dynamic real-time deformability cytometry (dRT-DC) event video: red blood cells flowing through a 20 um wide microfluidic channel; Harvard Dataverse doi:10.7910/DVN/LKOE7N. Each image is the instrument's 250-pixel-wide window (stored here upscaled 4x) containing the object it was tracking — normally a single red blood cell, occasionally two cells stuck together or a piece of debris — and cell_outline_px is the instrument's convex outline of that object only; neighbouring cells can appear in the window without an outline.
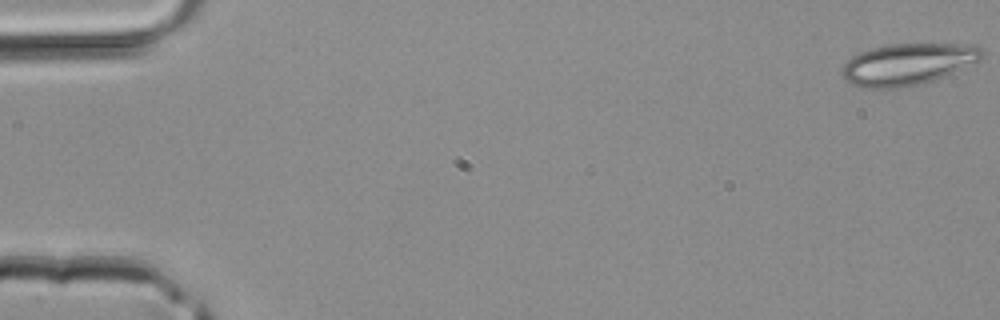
{"species": "common noctule bat (a hibernating species)", "species_latin": "Nyctalus noctula", "temperature_condition": "room temperature", "stored_images_in_passage": 43, "camera_frame_rate_fps": 3000, "um_per_image_px": 0.085, "animal": {"sex": "male", "body_mass_g": 20.4}, "frame": {"image": 1, "passage_image": 1, "time_ms": 0.0, "image_size_px": [1000, 320], "cell_outline_px": [[984, 56], [980, 60], [944, 76], [920, 84], [900, 88], [860, 88], [852, 84], [840, 72], [840, 68], [852, 56], [860, 52], [872, 48], [888, 44], [976, 44], [984, 52]], "centroid_in_image_um": [77.15, 5.45], "position_along_channel_um": 7.8, "area_um2": 33.93}}
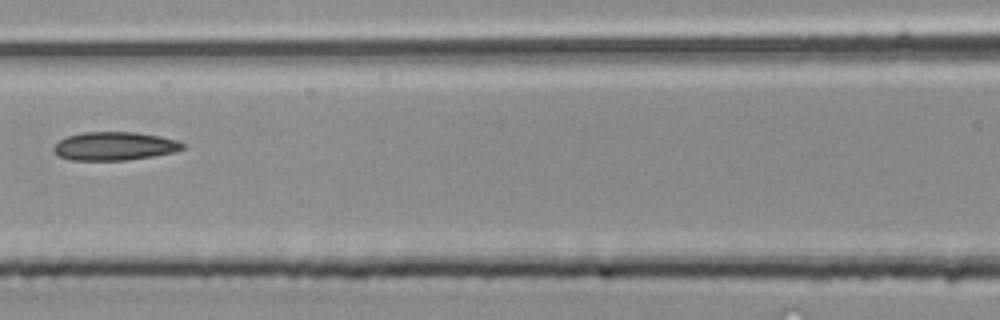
{"frame": {"image": 2, "passage_image": 20, "time_ms": 6.333, "image_size_px": [1000, 320], "cell_outline_px": [[184, 148], [172, 152], [152, 156], [128, 160], [72, 160], [60, 156], [52, 148], [60, 140], [68, 136], [84, 132], [136, 132], [160, 136], [176, 140], [184, 144]], "centroid_in_image_um": [9.74, 12.41], "position_along_channel_um": 156.9, "area_um2": 21.1}}
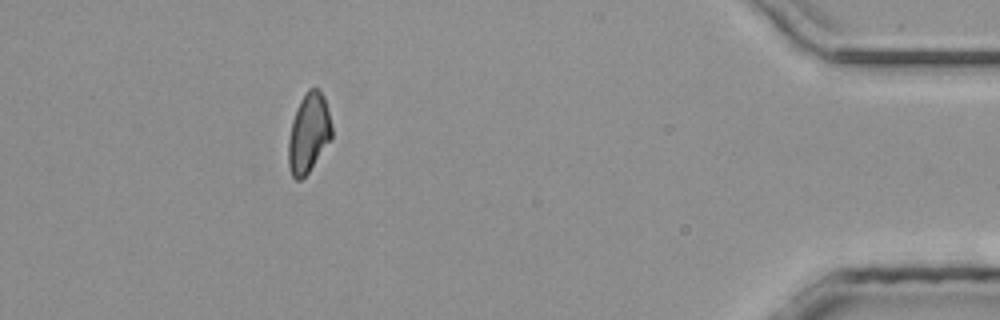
{"frame": {"image": 3, "passage_image": 39, "time_ms": 12.667, "image_size_px": [1000, 320], "cell_outline_px": [[332, 140], [308, 172], [300, 180], [296, 180], [292, 176], [288, 168], [288, 140], [292, 120], [296, 108], [304, 92], [308, 88], [316, 88], [324, 96], [332, 128]], "centroid_in_image_um": [26.22, 11.32], "position_along_channel_um": 409.0, "area_um2": 20.23}}